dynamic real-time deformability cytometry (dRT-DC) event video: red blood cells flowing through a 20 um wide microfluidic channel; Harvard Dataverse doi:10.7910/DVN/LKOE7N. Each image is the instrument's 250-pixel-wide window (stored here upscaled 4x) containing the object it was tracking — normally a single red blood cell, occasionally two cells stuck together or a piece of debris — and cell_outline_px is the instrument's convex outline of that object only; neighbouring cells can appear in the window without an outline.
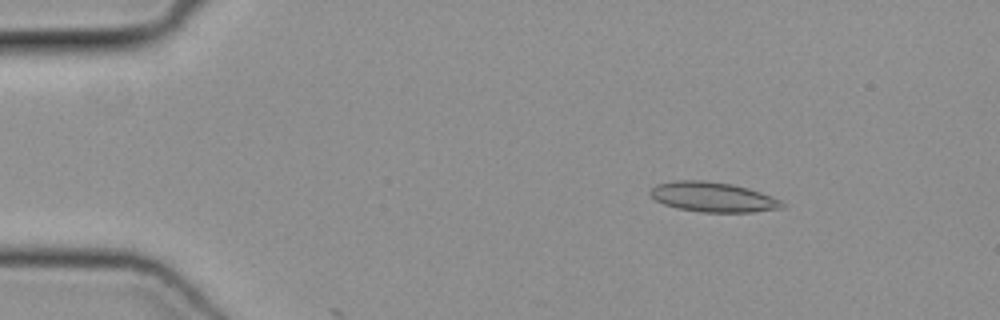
{"species": "common noctule bat (a hibernating species)", "species_latin": "Nyctalus noctula", "temperature_condition": "cold", "stored_images_in_passage": 5, "camera_frame_rate_fps": 3000, "um_per_image_px": 0.085, "animal": {"sex": "female", "body_mass_g": 19.3, "forearm_length_mm": 54.1}, "frame": {"image": 1, "passage_image": 4, "time_ms": 1.0, "image_size_px": [1000, 320], "cell_outline_px": [[784, 208], [752, 212], [700, 212], [676, 208], [664, 204], [656, 200], [648, 192], [656, 184], [676, 180], [704, 180], [732, 184], [748, 188], [772, 196], [780, 200], [784, 204]], "centroid_in_image_um": [60.59, 16.75], "position_along_channel_um": 24.4, "area_um2": 23.0}}